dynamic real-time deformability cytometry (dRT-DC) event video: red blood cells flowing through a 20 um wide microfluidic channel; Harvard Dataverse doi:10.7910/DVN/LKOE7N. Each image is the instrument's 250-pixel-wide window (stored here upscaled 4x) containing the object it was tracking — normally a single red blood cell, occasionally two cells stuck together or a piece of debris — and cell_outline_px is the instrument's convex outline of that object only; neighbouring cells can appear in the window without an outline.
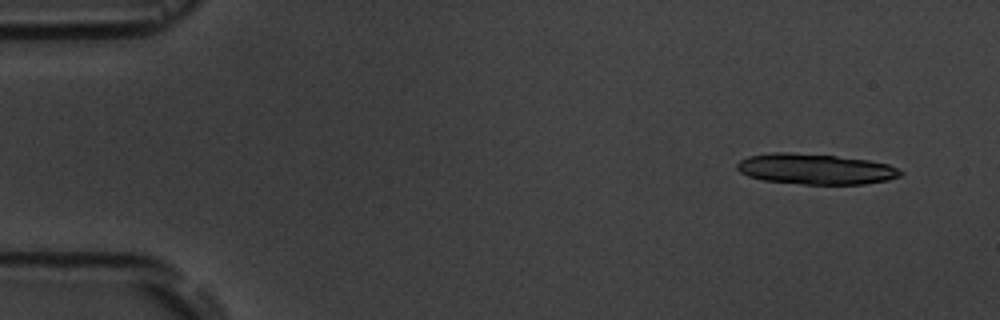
{"species": "common noctule bat (a hibernating species)", "species_latin": "Nyctalus noctula", "temperature_condition": "room temperature", "stored_images_in_passage": 4, "camera_frame_rate_fps": 3000, "um_per_image_px": 0.085, "animal": {"sex": "male", "body_mass_g": 19.5, "forearm_length_mm": 54.6}, "frame": {"image": 1, "passage_image": 1, "time_ms": 0.0, "image_size_px": [1000, 320], "cell_outline_px": [[904, 172], [900, 176], [888, 180], [864, 184], [804, 184], [764, 180], [748, 176], [740, 172], [736, 168], [736, 164], [740, 160], [748, 156], [772, 152], [792, 152], [836, 156], [868, 160], [888, 164]], "centroid_in_image_um": [69.3, 14.36], "position_along_channel_um": 15.7, "area_um2": 29.13}}